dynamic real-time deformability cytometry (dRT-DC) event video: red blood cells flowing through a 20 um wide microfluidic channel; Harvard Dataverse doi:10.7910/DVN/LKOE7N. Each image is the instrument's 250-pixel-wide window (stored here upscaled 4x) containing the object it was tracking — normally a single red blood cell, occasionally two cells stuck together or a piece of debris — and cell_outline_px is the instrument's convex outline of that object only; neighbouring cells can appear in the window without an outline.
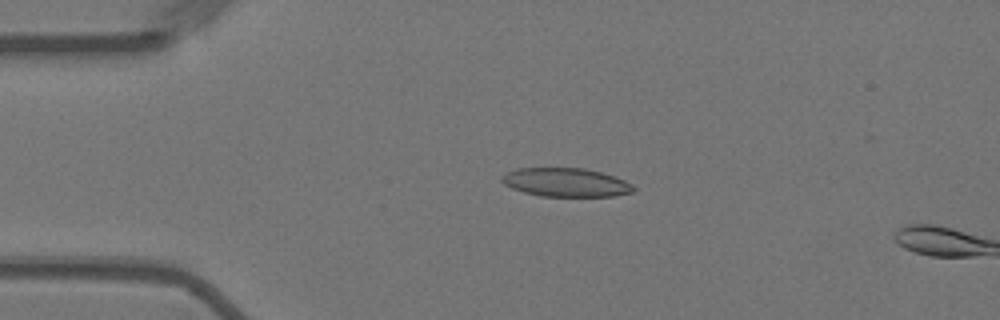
{"species": "Egyptian fruit bat (a non-hibernating species)", "species_latin": "Rousettus aegyptiacus", "temperature_condition": "warm", "stored_images_in_passage": 14, "camera_frame_rate_fps": 3000, "um_per_image_px": 0.085, "animal": {"sex": "female"}, "frame": {"image": 1, "passage_image": 12, "time_ms": 3.667, "image_size_px": [1000, 320], "cell_outline_px": [[636, 188], [632, 192], [612, 196], [540, 196], [524, 192], [512, 188], [504, 184], [500, 180], [500, 176], [504, 172], [516, 168], [584, 168], [600, 172], [624, 180], [632, 184]], "centroid_in_image_um": [48.04, 15.5], "position_along_channel_um": 37.0, "area_um2": 22.02}}